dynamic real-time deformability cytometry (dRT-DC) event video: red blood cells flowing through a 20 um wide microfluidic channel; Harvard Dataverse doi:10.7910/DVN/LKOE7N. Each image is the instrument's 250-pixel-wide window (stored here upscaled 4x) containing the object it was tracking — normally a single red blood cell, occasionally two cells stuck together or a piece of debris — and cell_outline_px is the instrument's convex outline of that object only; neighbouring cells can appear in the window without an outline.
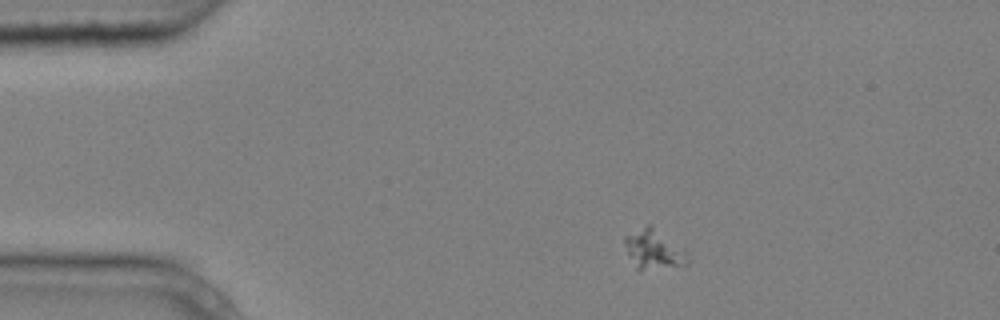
{"species": "common noctule bat (a hibernating species)", "species_latin": "Nyctalus noctula", "temperature_condition": "cold", "stored_images_in_passage": 5, "camera_frame_rate_fps": 3000, "um_per_image_px": 0.085, "animal": {"sex": "male", "body_mass_g": 20.4}, "frame": {"image": 1, "passage_image": 1, "time_ms": 0.0, "image_size_px": [1000, 320], "cell_outline_px": [[692, 260], [688, 264], [640, 268], [636, 268], [624, 244], [624, 236], [648, 224], [684, 248]], "centroid_in_image_um": [55.6, 21.17], "position_along_channel_um": 29.4, "area_um2": 13.81}}
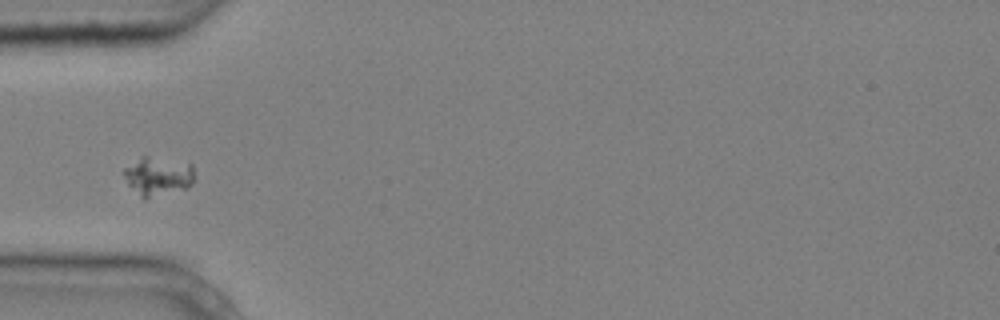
{"frame": {"image": 2, "passage_image": 3, "time_ms": 0.667, "image_size_px": [1000, 320], "cell_outline_px": [[196, 180], [192, 184], [184, 188], [144, 200], [128, 184], [124, 176], [124, 168], [144, 156], [148, 156], [192, 164], [196, 176]], "centroid_in_image_um": [13.46, 14.99], "position_along_channel_um": 71.5, "area_um2": 15.78}}
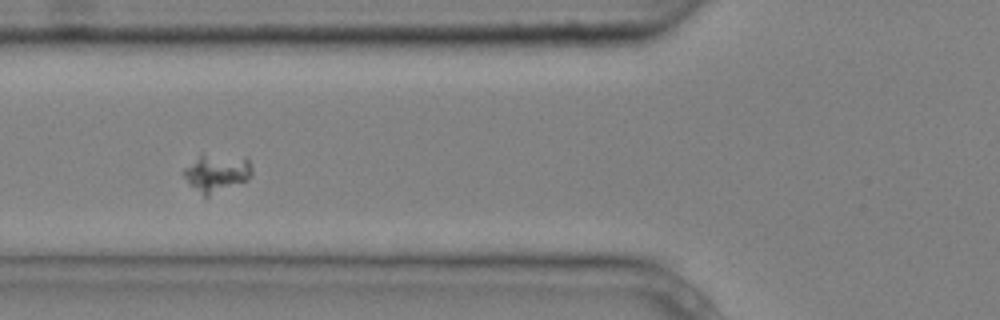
{"frame": {"image": 3, "passage_image": 4, "time_ms": 1.0, "image_size_px": [1000, 320], "cell_outline_px": [[252, 172], [248, 180], [208, 196], [204, 196], [188, 184], [184, 176], [184, 168], [200, 152], [244, 156], [248, 160], [252, 168]], "centroid_in_image_um": [18.41, 14.64], "position_along_channel_um": 107.4, "area_um2": 15.49}}